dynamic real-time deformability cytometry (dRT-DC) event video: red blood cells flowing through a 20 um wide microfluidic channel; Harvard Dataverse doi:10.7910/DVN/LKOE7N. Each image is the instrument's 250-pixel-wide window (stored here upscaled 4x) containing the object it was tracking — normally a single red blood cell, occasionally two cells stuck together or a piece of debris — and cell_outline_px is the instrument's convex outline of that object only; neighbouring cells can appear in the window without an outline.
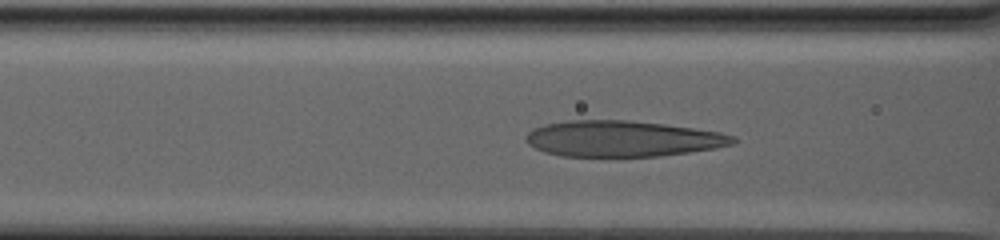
{"species": "human", "species_latin": "Homo sapiens", "temperature_condition": "warm", "stored_images_in_passage": 74, "camera_frame_rate_fps": 3000, "um_per_image_px": 0.085, "donor": {"sex": "male"}, "frame": {"image": 1, "passage_image": 32, "time_ms": 10.333, "image_size_px": [1000, 240], "cell_outline_px": [[740, 140], [736, 144], [716, 148], [660, 156], [560, 156], [544, 152], [528, 144], [524, 140], [524, 136], [532, 128], [544, 124], [568, 120], [628, 120], [664, 124], [720, 132], [736, 136]], "centroid_in_image_um": [52.91, 11.78], "position_along_channel_um": 113.7, "area_um2": 43.7}}
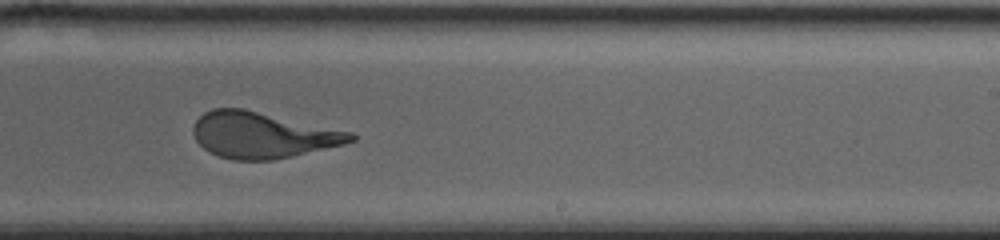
{"frame": {"image": 2, "passage_image": 51, "time_ms": 16.667, "image_size_px": [1000, 240], "cell_outline_px": [[356, 140], [344, 144], [292, 156], [272, 160], [232, 160], [220, 156], [204, 148], [196, 140], [192, 132], [192, 128], [196, 120], [204, 112], [212, 108], [244, 108], [352, 132], [356, 136]], "centroid_in_image_um": [22.3, 11.47], "position_along_channel_um": 266.7, "area_um2": 42.14}}
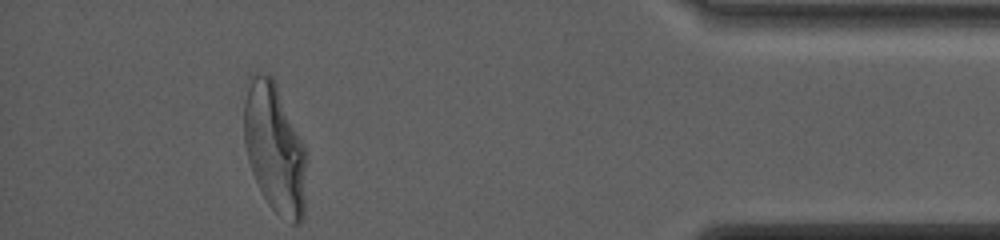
{"frame": {"image": 3, "passage_image": 74, "time_ms": 24.333, "image_size_px": [1000, 240], "cell_outline_px": [[308, 160], [304, 216], [300, 224], [292, 224], [276, 212], [268, 204], [252, 172], [248, 160], [244, 144], [244, 100], [248, 72], [268, 72], [272, 76], [276, 84], [308, 152]], "centroid_in_image_um": [23.36, 12.56], "position_along_channel_um": 411.8, "area_um2": 48.26}}